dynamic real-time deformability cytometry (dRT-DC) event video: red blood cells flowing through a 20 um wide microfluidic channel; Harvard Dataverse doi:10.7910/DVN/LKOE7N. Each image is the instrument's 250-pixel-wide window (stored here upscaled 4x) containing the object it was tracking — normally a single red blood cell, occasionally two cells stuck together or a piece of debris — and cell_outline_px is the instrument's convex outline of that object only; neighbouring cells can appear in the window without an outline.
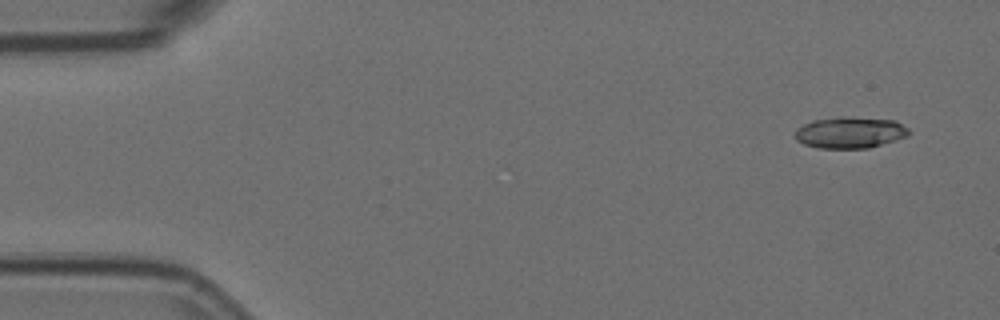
{"species": "Egyptian fruit bat (a non-hibernating species)", "species_latin": "Rousettus aegyptiacus", "temperature_condition": "room temperature", "stored_images_in_passage": 5, "camera_frame_rate_fps": 3000, "um_per_image_px": 0.085, "animal": {"sex": "female"}, "frame": {"image": 1, "passage_image": 1, "time_ms": 0.0, "image_size_px": [1000, 320], "cell_outline_px": [[912, 132], [908, 136], [896, 140], [868, 148], [820, 148], [804, 144], [796, 140], [796, 128], [812, 120], [840, 116], [844, 116], [896, 120], [908, 128]], "centroid_in_image_um": [72.28, 11.25], "position_along_channel_um": 12.7, "area_um2": 20.98}}
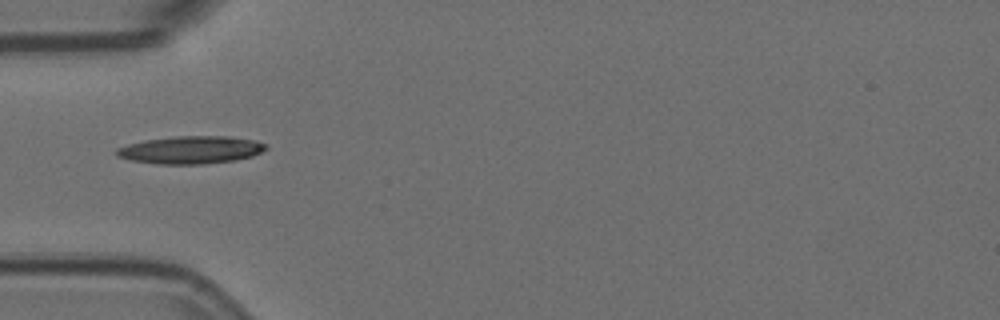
{"frame": {"image": 2, "passage_image": 5, "time_ms": 1.333, "image_size_px": [1000, 320], "cell_outline_px": [[268, 148], [252, 156], [232, 160], [204, 164], [156, 164], [132, 160], [116, 156], [116, 148], [128, 144], [144, 140], [176, 136], [232, 136], [256, 140], [268, 144]], "centroid_in_image_um": [16.23, 12.73], "position_along_channel_um": 68.8, "area_um2": 24.16}}